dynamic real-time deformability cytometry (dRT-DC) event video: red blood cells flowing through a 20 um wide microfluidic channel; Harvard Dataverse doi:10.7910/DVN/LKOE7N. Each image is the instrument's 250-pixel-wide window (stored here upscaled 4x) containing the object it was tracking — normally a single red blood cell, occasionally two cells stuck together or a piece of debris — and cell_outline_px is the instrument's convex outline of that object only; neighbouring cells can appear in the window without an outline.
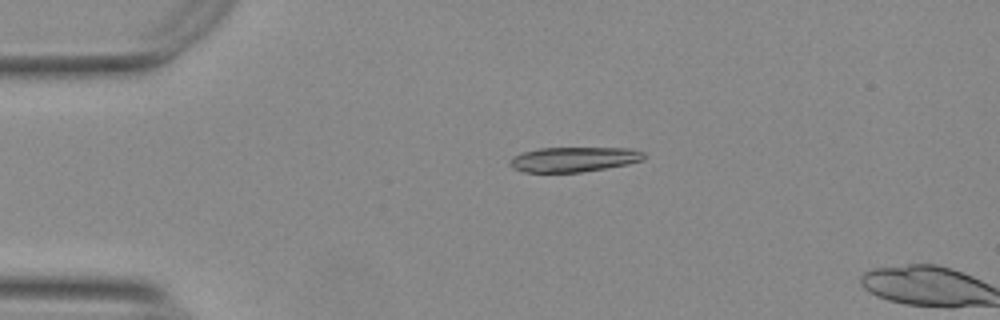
{"species": "Egyptian fruit bat (a non-hibernating species)", "species_latin": "Rousettus aegyptiacus", "temperature_condition": "warm", "stored_images_in_passage": 14, "camera_frame_rate_fps": 3000, "um_per_image_px": 0.085, "animal": {"sex": "female"}, "frame": {"image": 1, "passage_image": 12, "time_ms": 3.667, "image_size_px": [1000, 320], "cell_outline_px": [[648, 156], [644, 160], [628, 164], [580, 172], [524, 172], [512, 168], [508, 164], [508, 160], [512, 156], [524, 152], [540, 148], [628, 148], [644, 152]], "centroid_in_image_um": [48.77, 13.54], "position_along_channel_um": 36.2, "area_um2": 19.54}}